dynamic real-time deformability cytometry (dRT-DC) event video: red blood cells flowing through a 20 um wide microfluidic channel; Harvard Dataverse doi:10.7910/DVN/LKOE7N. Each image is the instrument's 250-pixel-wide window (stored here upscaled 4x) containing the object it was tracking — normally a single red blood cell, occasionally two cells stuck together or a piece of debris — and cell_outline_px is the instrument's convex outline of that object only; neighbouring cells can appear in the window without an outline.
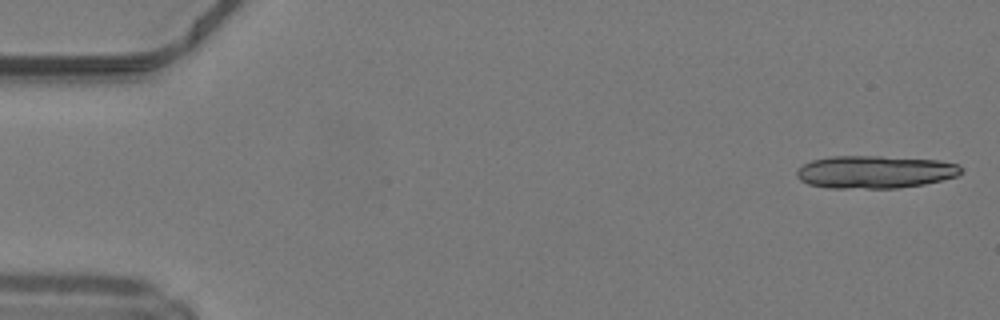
{"species": "common noctule bat (a hibernating species)", "species_latin": "Nyctalus noctula", "temperature_condition": "warm", "stored_images_in_passage": 12, "camera_frame_rate_fps": 3000, "um_per_image_px": 0.085, "animal": {"sex": "male", "body_mass_g": 19.2, "forearm_length_mm": 51.8}, "frame": {"image": 1, "passage_image": 1, "time_ms": 0.0, "image_size_px": [1000, 320], "cell_outline_px": [[964, 168], [956, 176], [924, 184], [896, 188], [828, 188], [808, 184], [800, 180], [796, 176], [796, 172], [804, 164], [812, 160], [828, 156], [880, 156], [940, 160], [956, 164]], "centroid_in_image_um": [74.34, 14.61], "position_along_channel_um": 10.7, "area_um2": 31.33}}